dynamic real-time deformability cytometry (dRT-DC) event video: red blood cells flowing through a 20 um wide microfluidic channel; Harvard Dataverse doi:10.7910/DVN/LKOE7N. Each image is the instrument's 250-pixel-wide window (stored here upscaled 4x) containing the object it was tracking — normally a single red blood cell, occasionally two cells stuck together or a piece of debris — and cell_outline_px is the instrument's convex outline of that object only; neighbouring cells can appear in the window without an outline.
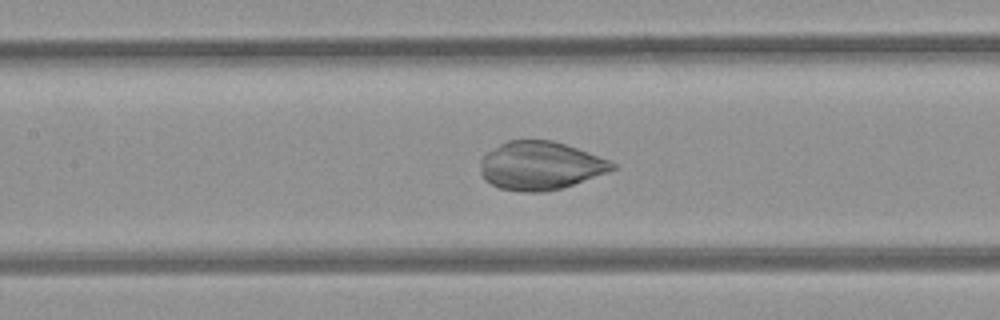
{"species": "common noctule bat (a hibernating species)", "species_latin": "Nyctalus noctula", "temperature_condition": "room temperature", "stored_images_in_passage": 49, "camera_frame_rate_fps": 3000, "um_per_image_px": 0.085, "animal": {"sex": "female", "body_mass_g": 21.9}, "frame": {"image": 1, "passage_image": 22, "time_ms": 7.0, "image_size_px": [1000, 320], "cell_outline_px": [[616, 168], [608, 172], [560, 188], [544, 192], [524, 192], [500, 188], [484, 180], [480, 176], [480, 160], [488, 152], [500, 144], [508, 140], [552, 140], [612, 160], [616, 164]], "centroid_in_image_um": [45.91, 14.08], "position_along_channel_um": 161.5, "area_um2": 37.05}}
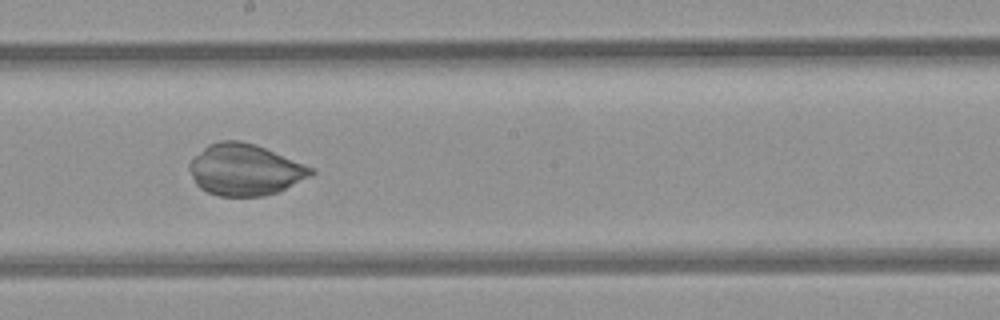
{"frame": {"image": 2, "passage_image": 27, "time_ms": 8.667, "image_size_px": [1000, 320], "cell_outline_px": [[316, 172], [276, 192], [264, 196], [216, 196], [200, 188], [196, 184], [188, 168], [188, 164], [208, 144], [220, 140], [240, 140], [256, 144], [316, 168]], "centroid_in_image_um": [20.81, 14.41], "position_along_channel_um": 227.4, "area_um2": 36.3}}
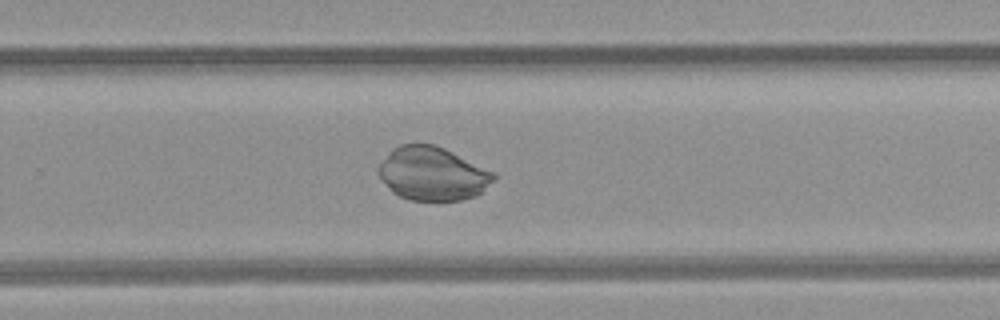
{"frame": {"image": 3, "passage_image": 32, "time_ms": 10.333, "image_size_px": [1000, 320], "cell_outline_px": [[496, 180], [476, 196], [460, 200], [408, 200], [392, 192], [376, 172], [376, 168], [392, 148], [400, 144], [432, 144], [444, 148], [496, 172]], "centroid_in_image_um": [36.77, 14.76], "position_along_channel_um": 293.0, "area_um2": 36.13}}